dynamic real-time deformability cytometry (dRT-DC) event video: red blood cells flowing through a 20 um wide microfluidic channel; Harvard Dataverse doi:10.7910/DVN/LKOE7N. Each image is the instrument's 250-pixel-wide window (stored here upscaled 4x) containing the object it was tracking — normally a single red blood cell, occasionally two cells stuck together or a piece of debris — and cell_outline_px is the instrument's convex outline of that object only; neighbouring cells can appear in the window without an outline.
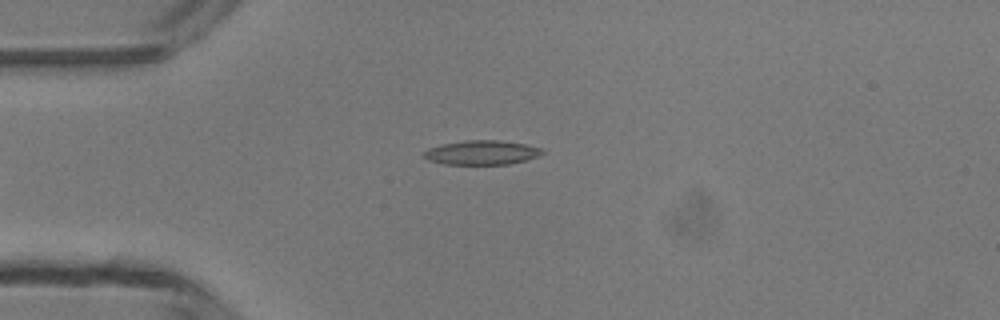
{"species": "common noctule bat (a hibernating species)", "species_latin": "Nyctalus noctula", "temperature_condition": "room temperature", "stored_images_in_passage": 32, "camera_frame_rate_fps": 3000, "um_per_image_px": 0.085, "animal": {"sex": "male", "body_mass_g": 13.3}, "frame": {"image": 1, "passage_image": 1, "time_ms": 0.0, "image_size_px": [1000, 320], "cell_outline_px": [[544, 152], [536, 156], [524, 160], [508, 164], [444, 164], [428, 160], [424, 156], [424, 152], [428, 148], [444, 144], [464, 140], [496, 140], [524, 144], [540, 148]], "centroid_in_image_um": [40.9, 12.96], "position_along_channel_um": 44.1, "area_um2": 16.42}}
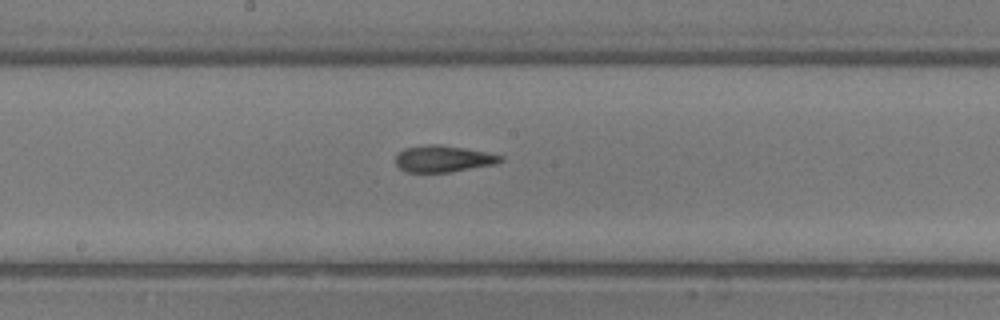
{"frame": {"image": 2, "passage_image": 14, "time_ms": 4.333, "image_size_px": [1000, 320], "cell_outline_px": [[504, 160], [496, 164], [448, 172], [408, 172], [400, 168], [396, 164], [396, 156], [404, 148], [428, 144], [440, 144], [464, 148], [504, 156]], "centroid_in_image_um": [37.68, 13.49], "position_along_channel_um": 210.5, "area_um2": 16.13}}
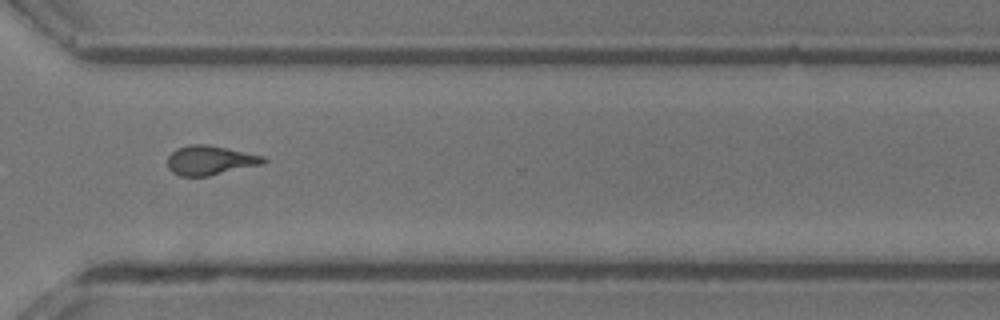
{"frame": {"image": 3, "passage_image": 24, "time_ms": 7.667, "image_size_px": [1000, 320], "cell_outline_px": [[268, 160], [264, 164], [208, 176], [180, 176], [172, 172], [168, 168], [168, 156], [176, 148], [188, 144], [208, 144], [264, 156]], "centroid_in_image_um": [17.86, 13.62], "position_along_channel_um": 352.7, "area_um2": 16.53}, "authors_computed_cell_mechanics": {"area_um2": 16.5019, "velocity_mm_per_s": 4.2862, "shape_relaxation_time_tau1_ms": null, "shape_relaxation_time_tau2_ms": 2.1679, "deformation_change_tau1": null, "deformation_change_tau2": 0.0948}}